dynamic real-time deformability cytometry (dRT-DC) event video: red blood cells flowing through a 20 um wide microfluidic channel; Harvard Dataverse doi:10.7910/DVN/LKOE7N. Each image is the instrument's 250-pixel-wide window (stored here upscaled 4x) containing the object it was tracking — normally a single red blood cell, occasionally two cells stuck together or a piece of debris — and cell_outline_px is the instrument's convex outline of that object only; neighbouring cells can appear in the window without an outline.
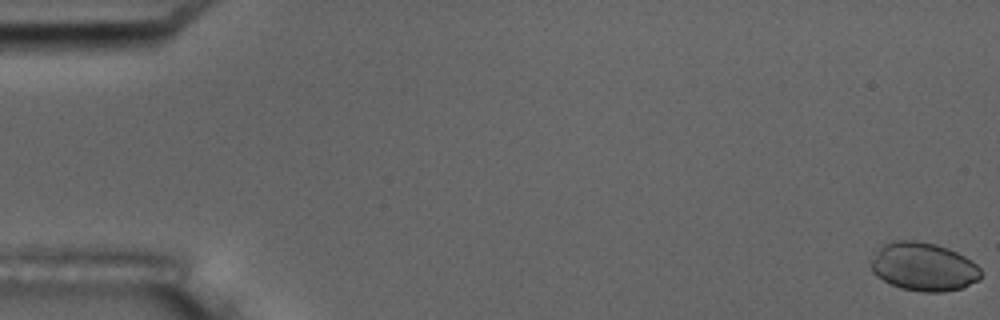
{"species": "common noctule bat (a hibernating species)", "species_latin": "Nyctalus noctula", "temperature_condition": "room temperature", "stored_images_in_passage": 7, "camera_frame_rate_fps": 3000, "um_per_image_px": 0.085, "animal": {"sex": "male", "body_mass_g": 17.5, "forearm_length_mm": 52.3}, "frame": {"image": 1, "passage_image": 1, "time_ms": 0.0, "image_size_px": [1000, 320], "cell_outline_px": [[980, 280], [964, 288], [944, 292], [920, 292], [900, 288], [876, 276], [872, 272], [872, 260], [880, 248], [884, 244], [892, 240], [912, 240], [936, 244], [948, 248], [972, 260], [980, 268]], "centroid_in_image_um": [78.54, 22.69], "position_along_channel_um": 6.5, "area_um2": 31.04}}
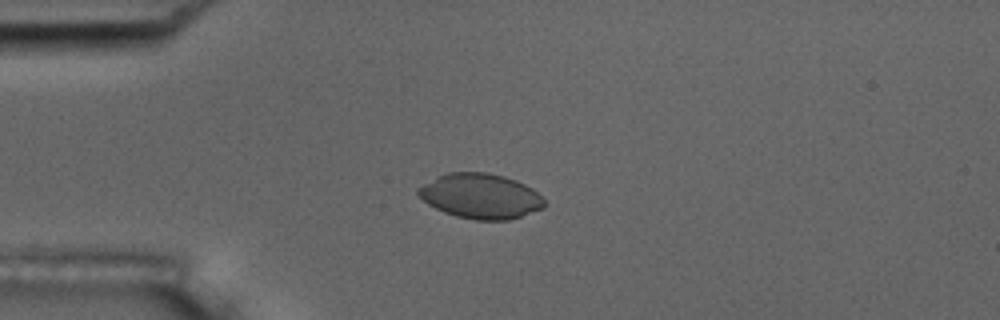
{"frame": {"image": 2, "passage_image": 5, "time_ms": 4.667, "image_size_px": [1000, 320], "cell_outline_px": [[544, 208], [508, 220], [476, 220], [456, 216], [444, 212], [428, 204], [416, 192], [416, 188], [436, 176], [448, 172], [488, 172], [504, 176], [516, 180], [532, 188], [544, 200]], "centroid_in_image_um": [40.82, 16.65], "position_along_channel_um": 44.2, "area_um2": 33.06}}